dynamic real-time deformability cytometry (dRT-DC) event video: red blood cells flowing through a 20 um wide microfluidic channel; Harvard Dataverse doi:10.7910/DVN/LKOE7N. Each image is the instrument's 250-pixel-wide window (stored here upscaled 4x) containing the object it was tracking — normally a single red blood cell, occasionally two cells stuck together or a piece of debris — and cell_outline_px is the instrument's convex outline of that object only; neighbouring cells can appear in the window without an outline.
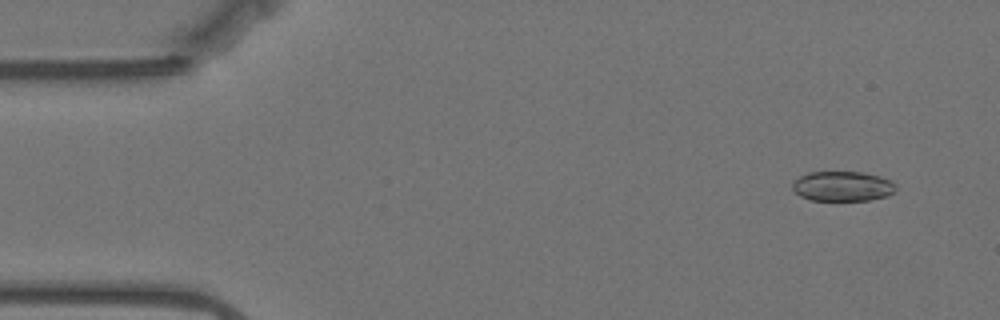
{"species": "Egyptian fruit bat (a non-hibernating species)", "species_latin": "Rousettus aegyptiacus", "temperature_condition": "warm", "stored_images_in_passage": 12, "camera_frame_rate_fps": 3000, "um_per_image_px": 0.085, "animal": {"sex": "female"}, "frame": {"image": 1, "passage_image": 2, "time_ms": 0.333, "image_size_px": [1000, 320], "cell_outline_px": [[896, 188], [888, 196], [868, 200], [812, 200], [800, 196], [792, 188], [792, 180], [808, 172], [864, 172], [880, 176], [892, 180], [896, 184]], "centroid_in_image_um": [71.62, 15.82], "position_along_channel_um": 13.4, "area_um2": 18.15}}